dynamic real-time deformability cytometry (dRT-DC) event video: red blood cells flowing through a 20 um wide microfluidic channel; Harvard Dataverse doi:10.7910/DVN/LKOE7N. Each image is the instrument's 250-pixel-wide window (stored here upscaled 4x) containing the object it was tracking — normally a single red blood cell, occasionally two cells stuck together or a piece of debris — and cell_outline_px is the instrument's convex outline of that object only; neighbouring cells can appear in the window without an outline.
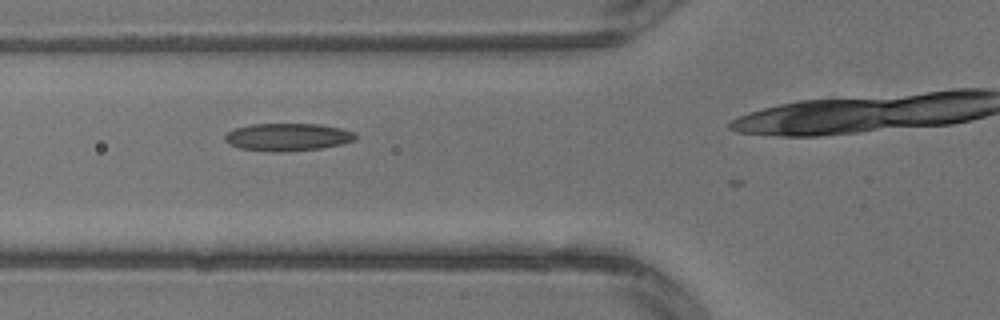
{"species": "common noctule bat (a hibernating species)", "species_latin": "Nyctalus noctula", "temperature_condition": "warm", "stored_images_in_passage": 3, "camera_frame_rate_fps": 3000, "um_per_image_px": 0.085, "animal": {"sex": "male", "body_mass_g": 13.3}, "frame": {"image": 1, "passage_image": 2, "time_ms": 0.333, "image_size_px": [1000, 320], "cell_outline_px": [[356, 140], [324, 148], [280, 152], [272, 152], [240, 148], [228, 144], [224, 140], [224, 136], [228, 132], [236, 128], [252, 124], [320, 124], [340, 128], [356, 132]], "centroid_in_image_um": [24.46, 11.65], "position_along_channel_um": 101.3, "area_um2": 21.1}}